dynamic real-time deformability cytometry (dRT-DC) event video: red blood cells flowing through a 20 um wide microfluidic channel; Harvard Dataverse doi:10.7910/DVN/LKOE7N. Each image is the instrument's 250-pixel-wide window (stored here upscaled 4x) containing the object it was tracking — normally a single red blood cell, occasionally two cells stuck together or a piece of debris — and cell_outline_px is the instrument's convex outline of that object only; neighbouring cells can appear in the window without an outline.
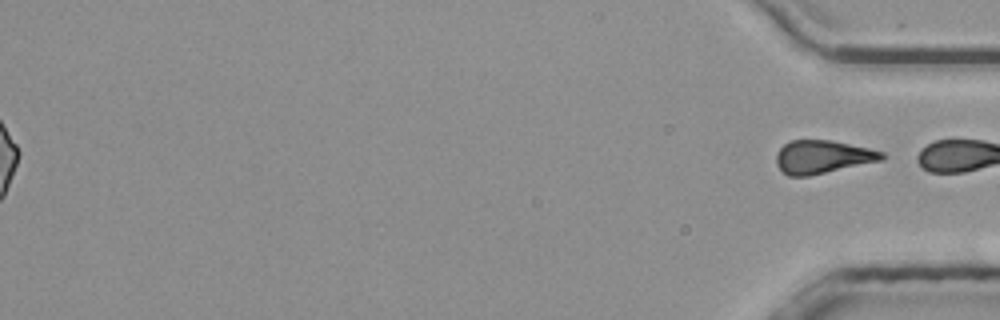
{"species": "common noctule bat (a hibernating species)", "species_latin": "Nyctalus noctula", "temperature_condition": "room temperature", "stored_images_in_passage": 55, "segment_of_instrument_passage": [2, 2], "camera_frame_rate_fps": 3000, "um_per_image_px": 0.085, "animal": {"sex": "male", "body_mass_g": 20.4}, "frame": {"image": 1, "passage_image": 55, "time_ms": 18.0, "image_size_px": [1000, 320], "cell_outline_px": [[888, 156], [884, 160], [808, 176], [788, 176], [776, 164], [776, 156], [780, 148], [784, 144], [792, 140], [832, 140], [868, 148], [884, 152]], "centroid_in_image_um": [69.96, 13.33], "position_along_channel_um": 365.2, "area_um2": 20.46}}